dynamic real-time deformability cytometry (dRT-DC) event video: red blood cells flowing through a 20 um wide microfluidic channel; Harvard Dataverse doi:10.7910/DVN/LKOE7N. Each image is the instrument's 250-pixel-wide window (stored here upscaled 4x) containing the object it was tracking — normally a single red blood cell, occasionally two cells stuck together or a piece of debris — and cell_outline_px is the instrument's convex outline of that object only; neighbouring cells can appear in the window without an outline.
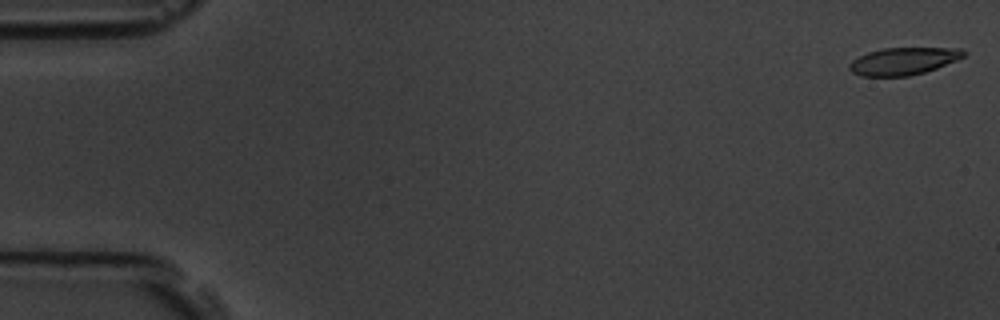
{"species": "common noctule bat (a hibernating species)", "species_latin": "Nyctalus noctula", "temperature_condition": "room temperature", "stored_images_in_passage": 6, "segment_of_instrument_passage": [1, 2], "camera_frame_rate_fps": 3000, "um_per_image_px": 0.085, "animal": {"sex": "male", "body_mass_g": 19.5, "forearm_length_mm": 54.6}, "frame": {"image": 1, "passage_image": 1, "time_ms": 0.0, "image_size_px": [1000, 320], "cell_outline_px": [[968, 52], [964, 56], [956, 60], [936, 68], [924, 72], [908, 76], [860, 76], [852, 72], [848, 68], [848, 64], [852, 60], [868, 52], [884, 48], [964, 48]], "centroid_in_image_um": [76.79, 5.19], "position_along_channel_um": 8.2, "area_um2": 18.21}}
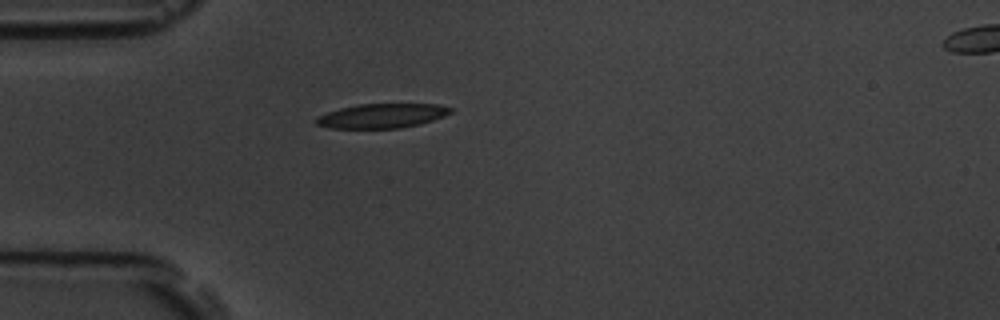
{"frame": {"image": 2, "passage_image": 5, "time_ms": 5.0, "image_size_px": [1000, 320], "cell_outline_px": [[452, 112], [444, 116], [420, 124], [400, 128], [328, 128], [316, 124], [312, 120], [316, 116], [340, 108], [356, 104], [436, 104], [452, 108]], "centroid_in_image_um": [32.41, 9.84], "position_along_channel_um": 52.6, "area_um2": 19.19}}